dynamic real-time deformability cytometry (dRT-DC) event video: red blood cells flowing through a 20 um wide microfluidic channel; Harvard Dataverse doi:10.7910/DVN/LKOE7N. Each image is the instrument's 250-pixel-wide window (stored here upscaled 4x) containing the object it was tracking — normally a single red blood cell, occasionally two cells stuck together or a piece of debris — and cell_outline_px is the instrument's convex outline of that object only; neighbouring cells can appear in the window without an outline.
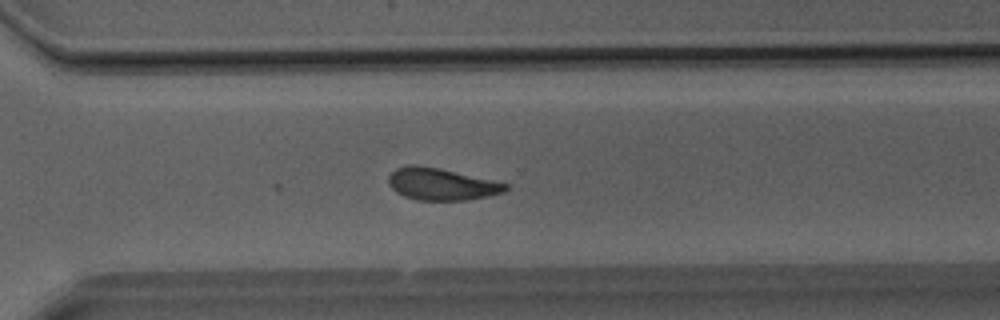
{"species": "Egyptian fruit bat (a non-hibernating species)", "species_latin": "Rousettus aegyptiacus", "temperature_condition": "room temperature", "stored_images_in_passage": 38, "camera_frame_rate_fps": 3000, "um_per_image_px": 0.085, "animal": {"sex": "male"}, "frame": {"image": 1, "passage_image": 27, "time_ms": 8.667, "image_size_px": [1000, 320], "cell_outline_px": [[508, 188], [504, 192], [488, 196], [468, 200], [416, 200], [404, 196], [396, 192], [392, 188], [388, 180], [388, 176], [396, 168], [408, 164], [416, 164], [440, 168], [508, 184]], "centroid_in_image_um": [37.49, 15.65], "position_along_channel_um": 333.1, "area_um2": 21.79}}
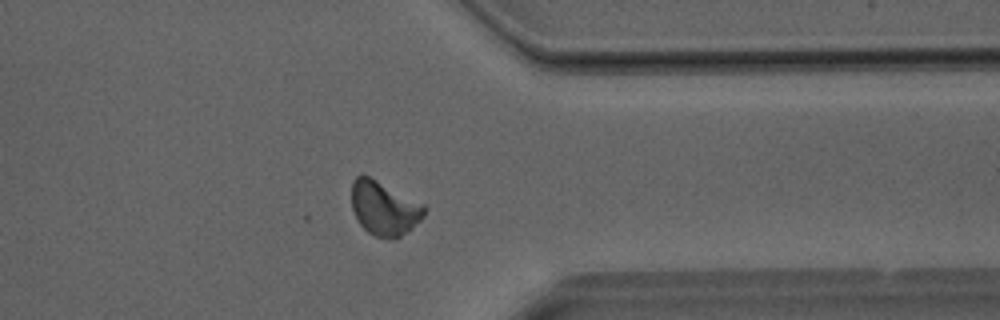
{"frame": {"image": 2, "passage_image": 30, "time_ms": 9.667, "image_size_px": [1000, 320], "cell_outline_px": [[428, 208], [424, 216], [412, 228], [396, 240], [376, 236], [368, 232], [360, 224], [352, 208], [352, 180], [356, 176], [368, 176], [424, 204]], "centroid_in_image_um": [32.68, 17.72], "position_along_channel_um": 378.7, "area_um2": 22.77}}
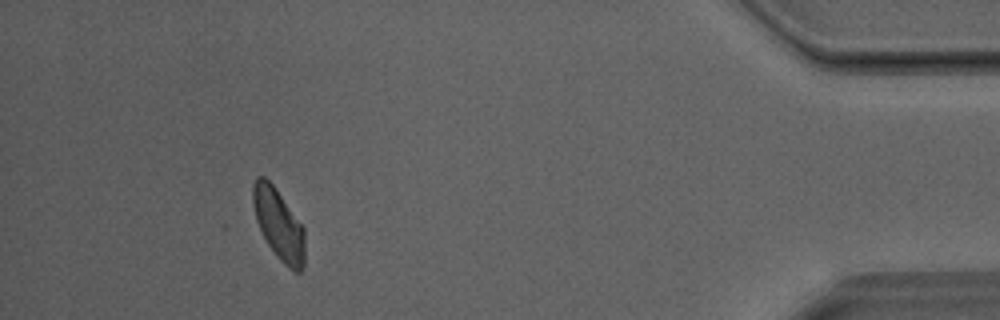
{"frame": {"image": 3, "passage_image": 35, "time_ms": 11.333, "image_size_px": [1000, 320], "cell_outline_px": [[304, 268], [300, 272], [296, 272], [288, 268], [276, 256], [268, 244], [256, 220], [252, 204], [252, 184], [256, 176], [264, 176], [272, 184], [304, 228]], "centroid_in_image_um": [23.67, 19.07], "position_along_channel_um": 411.5, "area_um2": 21.27}}